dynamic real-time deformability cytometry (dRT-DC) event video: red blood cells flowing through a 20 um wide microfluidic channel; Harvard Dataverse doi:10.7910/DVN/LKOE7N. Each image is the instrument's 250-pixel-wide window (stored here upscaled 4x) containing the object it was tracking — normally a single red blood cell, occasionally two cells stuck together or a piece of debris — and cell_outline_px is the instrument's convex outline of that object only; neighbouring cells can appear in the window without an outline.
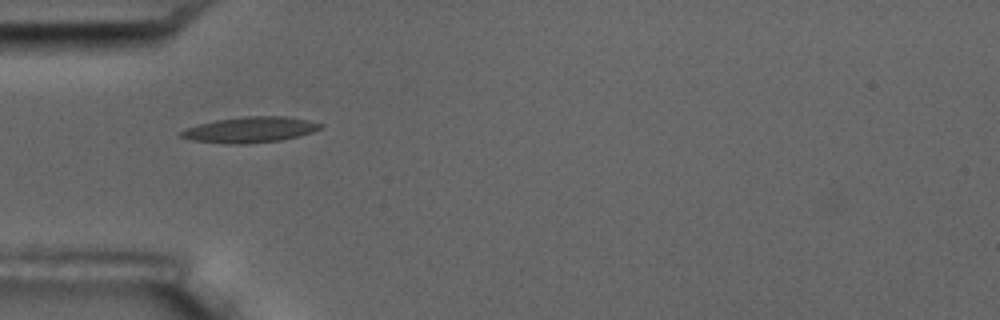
{"species": "common noctule bat (a hibernating species)", "species_latin": "Nyctalus noctula", "temperature_condition": "room temperature", "stored_images_in_passage": 2, "camera_frame_rate_fps": 3000, "um_per_image_px": 0.085, "animal": {"sex": "male", "body_mass_g": 17.5, "forearm_length_mm": 52.3}, "frame": {"image": 1, "passage_image": 1, "time_ms": 0.0, "image_size_px": [1000, 320], "cell_outline_px": [[324, 124], [320, 128], [312, 132], [300, 136], [280, 140], [244, 144], [224, 144], [192, 140], [180, 136], [176, 132], [184, 128], [216, 120], [244, 116], [288, 116], [308, 120]], "centroid_in_image_um": [21.23, 11.02], "position_along_channel_um": 63.8, "area_um2": 21.04}}